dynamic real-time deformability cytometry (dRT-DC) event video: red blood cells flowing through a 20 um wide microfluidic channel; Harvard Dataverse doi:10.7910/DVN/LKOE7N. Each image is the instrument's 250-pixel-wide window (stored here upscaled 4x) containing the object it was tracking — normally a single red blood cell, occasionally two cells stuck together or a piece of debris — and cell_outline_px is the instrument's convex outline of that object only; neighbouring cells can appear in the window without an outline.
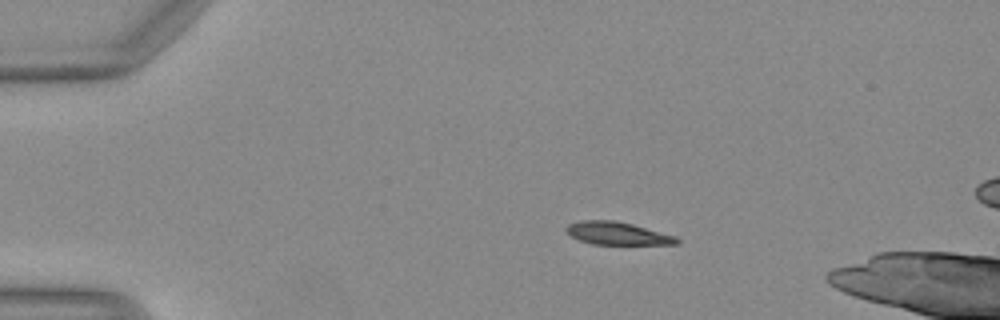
{"species": "Egyptian fruit bat (a non-hibernating species)", "species_latin": "Rousettus aegyptiacus", "temperature_condition": "warm", "stored_images_in_passage": 40, "camera_frame_rate_fps": 3000, "um_per_image_px": 0.085, "animal": {"sex": "female"}, "frame": {"image": 1, "passage_image": 1, "time_ms": 0.0, "image_size_px": [1000, 320], "cell_outline_px": [[680, 244], [592, 244], [580, 240], [564, 232], [564, 228], [568, 224], [580, 220], [616, 220], [632, 224], [676, 236], [680, 240]], "centroid_in_image_um": [52.45, 19.83], "position_along_channel_um": 32.6, "area_um2": 14.74}}
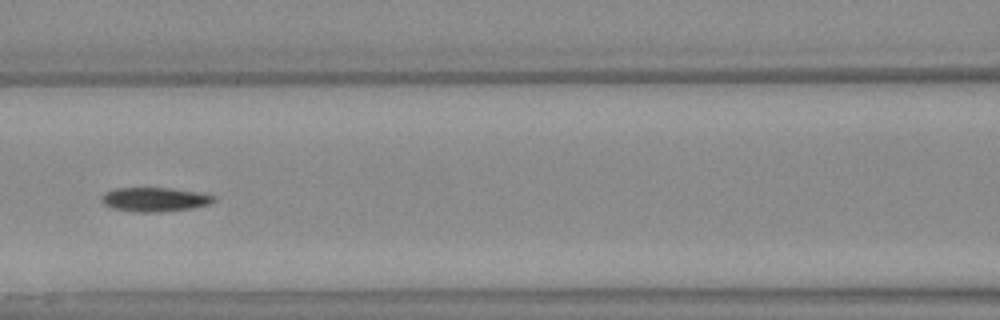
{"frame": {"image": 2, "passage_image": 14, "time_ms": 4.333, "image_size_px": [1000, 320], "cell_outline_px": [[216, 200], [208, 204], [192, 208], [160, 212], [132, 212], [112, 208], [104, 204], [100, 200], [100, 196], [104, 192], [116, 188], [168, 188], [196, 192], [216, 196]], "centroid_in_image_um": [13.09, 16.96], "position_along_channel_um": 153.5, "area_um2": 15.84}}
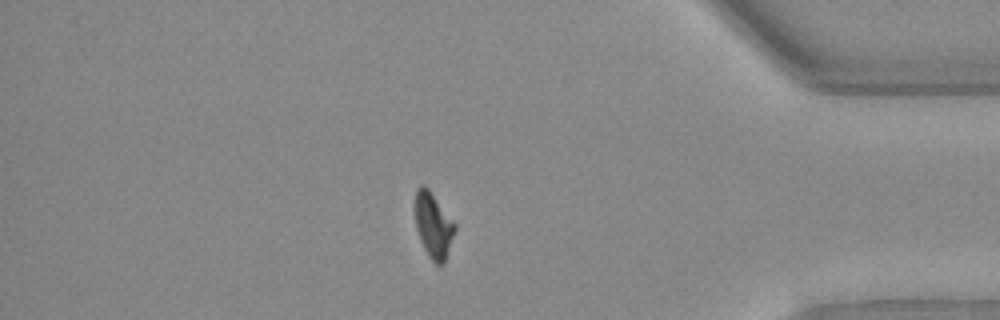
{"frame": {"image": 3, "passage_image": 34, "time_ms": 11.0, "image_size_px": [1000, 320], "cell_outline_px": [[456, 228], [444, 264], [436, 264], [428, 256], [420, 240], [416, 228], [416, 188], [420, 184], [424, 184], [428, 188], [456, 224]], "centroid_in_image_um": [36.84, 19.15], "position_along_channel_um": 398.4, "area_um2": 14.97}, "authors_computed_cell_mechanics": {"area_um2": 15.606, "velocity_mm_per_s": 4.1362, "shape_relaxation_time_tau1_ms": 8.4509, "shape_relaxation_time_tau2_ms": 11.1257, "deformation_change_tau1": 0.2308, "deformation_change_tau2": 0.1858}}